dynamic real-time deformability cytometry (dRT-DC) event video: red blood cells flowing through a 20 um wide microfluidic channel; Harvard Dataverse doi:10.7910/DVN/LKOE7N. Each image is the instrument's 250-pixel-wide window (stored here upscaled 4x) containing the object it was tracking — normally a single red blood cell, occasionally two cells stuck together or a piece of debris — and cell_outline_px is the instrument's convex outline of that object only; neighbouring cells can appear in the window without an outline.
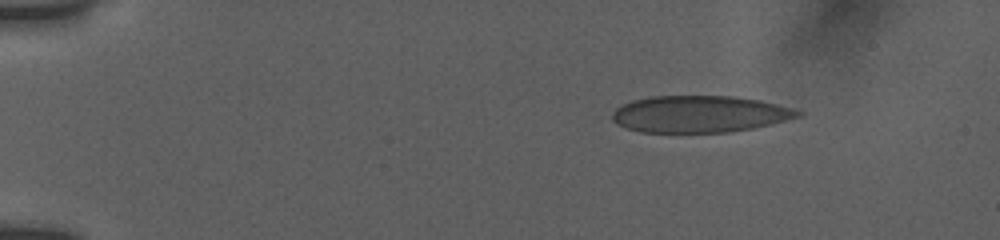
{"species": "human", "species_latin": "Homo sapiens", "temperature_condition": "room temperature", "stored_images_in_passage": 14, "camera_frame_rate_fps": 3000, "um_per_image_px": 0.085, "donor": {"sex": "female"}, "frame": {"image": 1, "passage_image": 3, "time_ms": 0.667, "image_size_px": [1000, 240], "cell_outline_px": [[804, 112], [800, 116], [772, 124], [752, 128], [728, 132], [640, 132], [616, 124], [612, 120], [612, 112], [616, 108], [632, 100], [652, 96], [732, 96], [760, 100], [776, 104]], "centroid_in_image_um": [59.45, 9.69], "position_along_channel_um": 25.6, "area_um2": 39.65}}
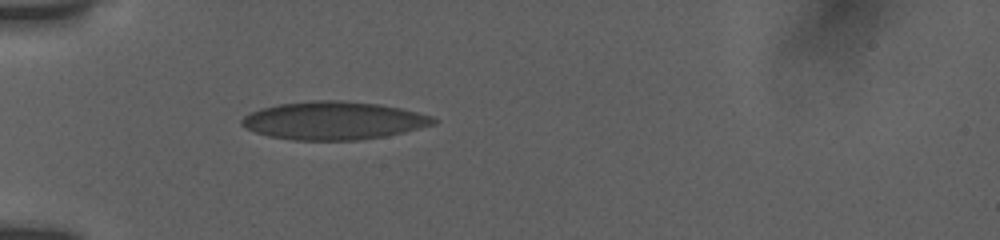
{"frame": {"image": 2, "passage_image": 12, "time_ms": 3.667, "image_size_px": [1000, 240], "cell_outline_px": [[440, 120], [436, 124], [404, 132], [384, 136], [356, 140], [292, 140], [268, 136], [244, 128], [240, 124], [240, 120], [248, 112], [260, 108], [280, 104], [312, 100], [340, 100], [380, 104], [400, 108], [432, 116]], "centroid_in_image_um": [28.33, 10.25], "position_along_channel_um": 56.7, "area_um2": 42.71}}
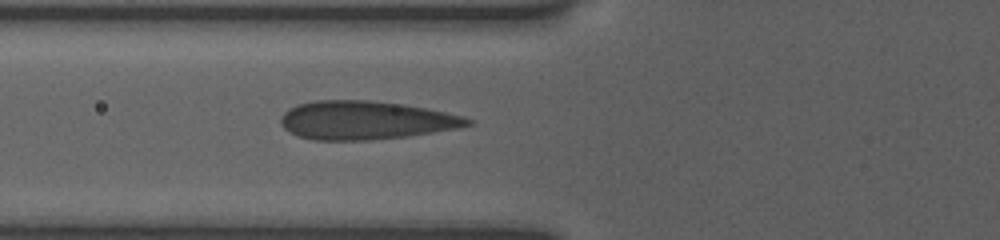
{"frame": {"image": 3, "passage_image": 14, "time_ms": 4.333, "image_size_px": [1000, 240], "cell_outline_px": [[472, 124], [456, 128], [408, 136], [368, 140], [312, 140], [288, 132], [280, 124], [280, 116], [288, 108], [296, 104], [316, 100], [368, 100], [404, 104], [464, 116], [472, 120]], "centroid_in_image_um": [31.01, 10.22], "position_along_channel_um": 94.8, "area_um2": 41.91}}